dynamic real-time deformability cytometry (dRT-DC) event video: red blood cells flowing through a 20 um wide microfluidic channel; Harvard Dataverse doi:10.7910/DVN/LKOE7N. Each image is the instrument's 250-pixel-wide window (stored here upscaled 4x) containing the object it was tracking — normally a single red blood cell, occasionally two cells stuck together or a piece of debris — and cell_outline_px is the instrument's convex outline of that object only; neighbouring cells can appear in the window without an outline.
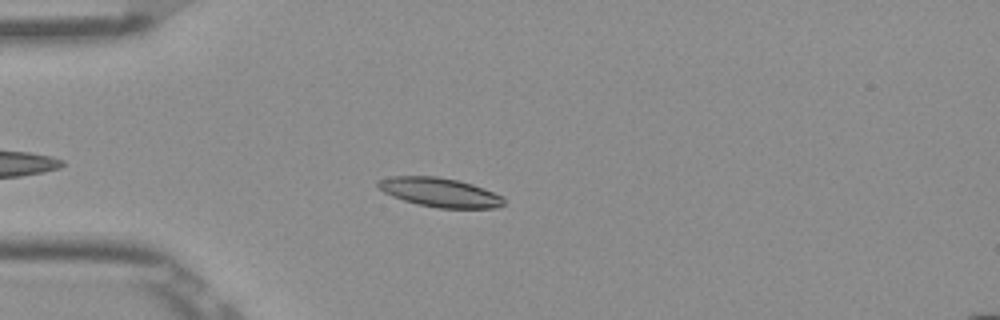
{"species": "Egyptian fruit bat (a non-hibernating species)", "species_latin": "Rousettus aegyptiacus", "temperature_condition": "room temperature", "stored_images_in_passage": 34, "camera_frame_rate_fps": 3000, "um_per_image_px": 0.085, "frame": {"image": 1, "passage_image": 7, "time_ms": 2.0, "image_size_px": [1000, 320], "cell_outline_px": [[504, 204], [496, 208], [440, 208], [416, 204], [392, 196], [384, 192], [376, 184], [376, 180], [388, 176], [436, 176], [460, 180], [484, 188], [504, 196]], "centroid_in_image_um": [37.38, 16.34], "position_along_channel_um": 47.6, "area_um2": 21.56}}
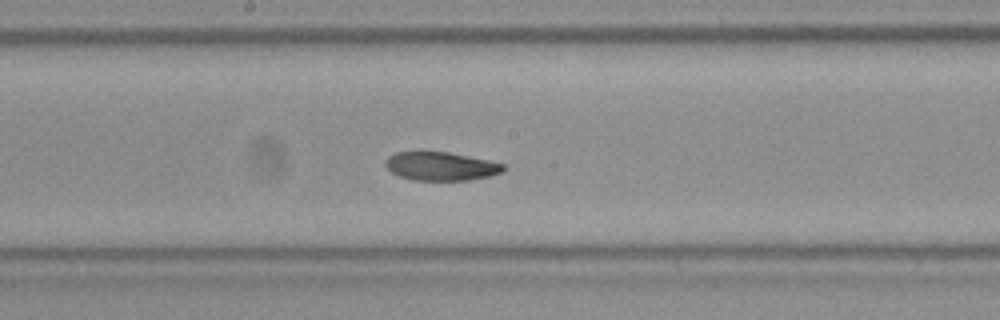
{"frame": {"image": 2, "passage_image": 21, "time_ms": 6.667, "image_size_px": [1000, 320], "cell_outline_px": [[508, 168], [504, 172], [492, 176], [468, 180], [412, 180], [400, 176], [392, 172], [384, 164], [384, 160], [388, 156], [396, 152], [448, 152], [488, 160], [504, 164]], "centroid_in_image_um": [37.51, 14.13], "position_along_channel_um": 210.7, "area_um2": 19.71}}
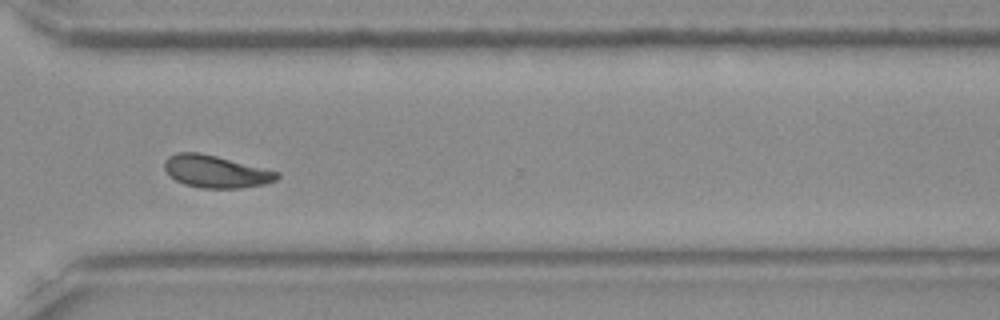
{"frame": {"image": 3, "passage_image": 32, "time_ms": 10.333, "image_size_px": [1000, 320], "cell_outline_px": [[280, 176], [276, 180], [264, 184], [240, 188], [200, 188], [184, 184], [168, 176], [164, 168], [164, 160], [168, 156], [176, 152], [200, 152], [280, 172]], "centroid_in_image_um": [18.31, 14.58], "position_along_channel_um": 352.3, "area_um2": 21.33}, "authors_computed_cell_mechanics": {"area_um2": 20.7502, "velocity_mm_per_s": 3.8603, "shape_relaxation_time_tau1_ms": 5.4621, "shape_relaxation_time_tau2_ms": 4.0462, "deformation_change_tau1": 0.1251, "deformation_change_tau2": 0.0807}}